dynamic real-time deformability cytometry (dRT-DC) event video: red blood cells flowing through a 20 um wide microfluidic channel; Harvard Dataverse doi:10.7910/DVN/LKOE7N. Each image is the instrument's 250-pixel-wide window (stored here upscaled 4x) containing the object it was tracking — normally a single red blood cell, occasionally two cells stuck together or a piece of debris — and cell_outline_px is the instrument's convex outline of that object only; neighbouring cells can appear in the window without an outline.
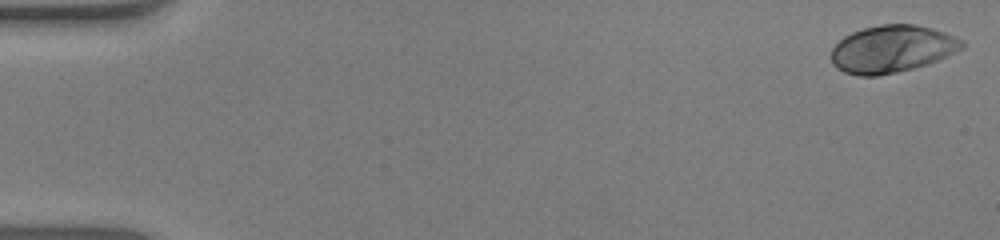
{"species": "human", "species_latin": "Homo sapiens", "temperature_condition": "warm", "stored_images_in_passage": 53, "camera_frame_rate_fps": 3000, "um_per_image_px": 0.085, "donor": {"sex": "male"}, "frame": {"image": 1, "passage_image": 1, "time_ms": 0.0, "image_size_px": [1000, 240], "cell_outline_px": [[964, 44], [960, 48], [936, 60], [912, 68], [896, 72], [876, 76], [860, 76], [844, 72], [836, 68], [832, 64], [832, 48], [844, 36], [852, 32], [864, 28], [880, 24], [912, 24], [932, 28], [944, 32], [964, 40]], "centroid_in_image_um": [75.77, 4.15], "position_along_channel_um": 9.2, "area_um2": 35.55}}
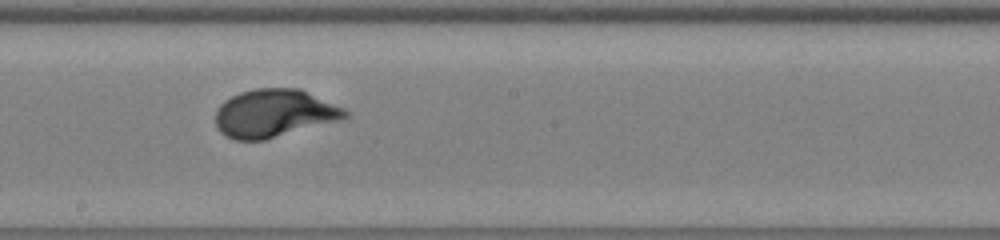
{"frame": {"image": 2, "passage_image": 30, "time_ms": 9.667, "image_size_px": [1000, 240], "cell_outline_px": [[348, 116], [340, 120], [264, 140], [236, 140], [220, 132], [216, 124], [216, 112], [220, 104], [224, 100], [240, 92], [256, 88], [300, 88], [344, 108], [348, 112]], "centroid_in_image_um": [23.3, 9.62], "position_along_channel_um": 224.9, "area_um2": 36.07}}
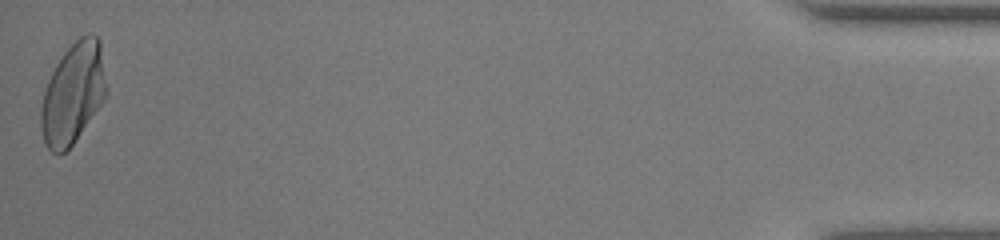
{"frame": {"image": 3, "passage_image": 53, "time_ms": 17.333, "image_size_px": [1000, 240], "cell_outline_px": [[108, 92], [104, 100], [72, 144], [60, 156], [52, 152], [48, 148], [44, 140], [40, 124], [40, 108], [44, 92], [48, 80], [56, 64], [64, 52], [80, 36], [88, 32], [96, 36], [100, 40], [108, 88]], "centroid_in_image_um": [6.22, 7.92], "position_along_channel_um": 429.0, "area_um2": 38.49}, "authors_computed_cell_mechanics": {"area_um2": 35.836, "velocity_mm_per_s": 3.8795, "shape_relaxation_time_tau1_ms": 3.0646, "shape_relaxation_time_tau2_ms": null, "deformation_change_tau1": 0.1876, "deformation_change_tau2": null}}